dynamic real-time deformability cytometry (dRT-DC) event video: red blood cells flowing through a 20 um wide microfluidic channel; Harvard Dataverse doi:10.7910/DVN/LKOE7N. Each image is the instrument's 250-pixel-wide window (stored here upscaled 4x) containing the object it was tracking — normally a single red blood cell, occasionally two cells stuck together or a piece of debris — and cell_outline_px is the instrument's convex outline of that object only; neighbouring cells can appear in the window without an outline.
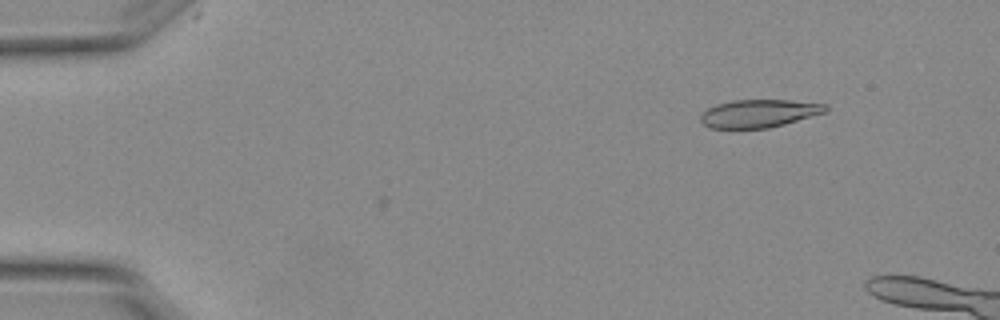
{"species": "Egyptian fruit bat (a non-hibernating species)", "species_latin": "Rousettus aegyptiacus", "temperature_condition": "warm", "stored_images_in_passage": 3, "camera_frame_rate_fps": 3000, "um_per_image_px": 0.085, "animal": {"sex": "female"}, "frame": {"image": 1, "passage_image": 1, "time_ms": 0.0, "image_size_px": [1000, 320], "cell_outline_px": [[828, 112], [784, 124], [768, 128], [708, 128], [700, 120], [700, 116], [708, 108], [716, 104], [732, 100], [788, 100], [828, 104]], "centroid_in_image_um": [64.54, 9.64], "position_along_channel_um": 20.5, "area_um2": 20.4}}